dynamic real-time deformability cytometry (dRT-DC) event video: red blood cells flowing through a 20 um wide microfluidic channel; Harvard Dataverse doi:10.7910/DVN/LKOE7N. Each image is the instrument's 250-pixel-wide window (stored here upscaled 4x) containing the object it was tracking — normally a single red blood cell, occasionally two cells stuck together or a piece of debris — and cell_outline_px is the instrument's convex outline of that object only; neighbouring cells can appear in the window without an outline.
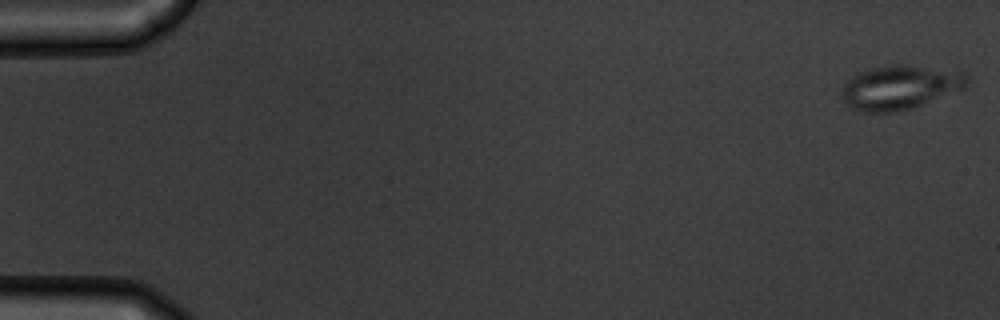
{"species": "common noctule bat (a hibernating species)", "species_latin": "Nyctalus noctula", "temperature_condition": "warm", "stored_images_in_passage": 55, "camera_frame_rate_fps": 3000, "um_per_image_px": 0.085, "animal": {"sex": "male", "body_mass_g": 19.5, "forearm_length_mm": 54.6}, "frame": {"image": 1, "passage_image": 1, "time_ms": 0.0, "image_size_px": [1000, 320], "cell_outline_px": [[972, 80], [964, 88], [912, 108], [896, 112], [860, 112], [852, 108], [840, 96], [840, 92], [844, 84], [852, 76], [868, 68], [896, 64], [904, 64], [964, 72]], "centroid_in_image_um": [76.49, 7.42], "position_along_channel_um": 8.5, "area_um2": 32.31}}
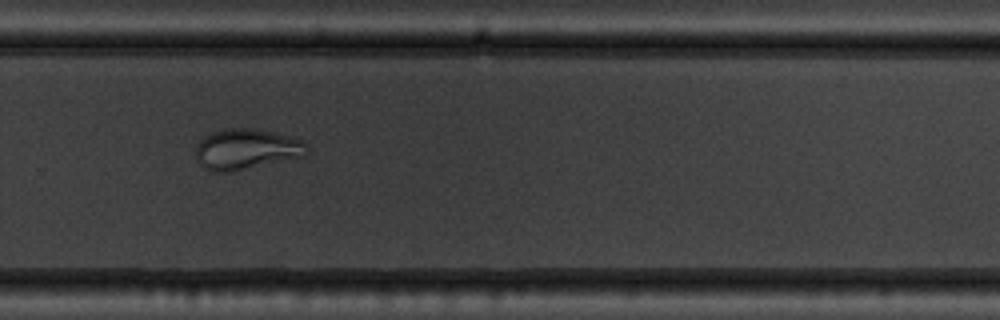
{"frame": {"image": 2, "passage_image": 38, "time_ms": 12.333, "image_size_px": [1000, 320], "cell_outline_px": [[308, 152], [304, 156], [232, 172], [212, 172], [204, 168], [196, 160], [196, 144], [204, 136], [212, 132], [232, 128], [252, 128], [272, 132], [300, 140], [308, 144]], "centroid_in_image_um": [20.91, 12.7], "position_along_channel_um": 308.9, "area_um2": 26.3}}
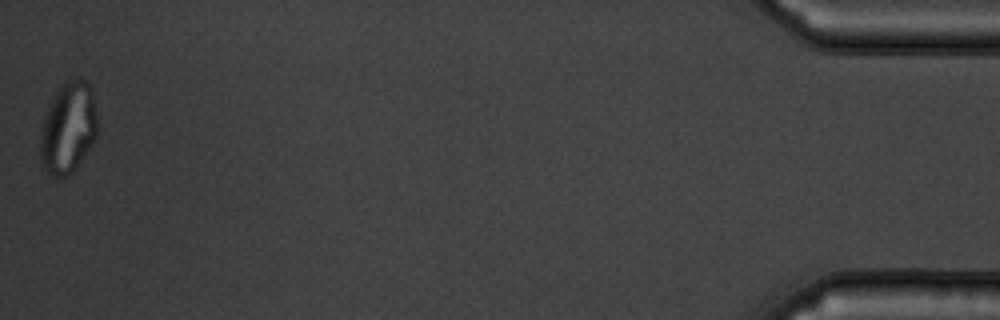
{"frame": {"image": 3, "passage_image": 55, "time_ms": 18.0, "image_size_px": [1000, 320], "cell_outline_px": [[100, 124], [96, 136], [72, 172], [64, 176], [52, 176], [40, 164], [40, 136], [44, 116], [60, 84], [64, 80], [72, 76], [80, 76], [88, 80], [92, 88]], "centroid_in_image_um": [5.83, 10.76], "position_along_channel_um": 429.4, "area_um2": 30.98}, "authors_computed_cell_mechanics": {"area_um2": 29.3046, "velocity_mm_per_s": 3.6895, "shape_relaxation_time_tau1_ms": null, "shape_relaxation_time_tau2_ms": 1.4463, "deformation_change_tau1": null, "deformation_change_tau2": 0.073}}